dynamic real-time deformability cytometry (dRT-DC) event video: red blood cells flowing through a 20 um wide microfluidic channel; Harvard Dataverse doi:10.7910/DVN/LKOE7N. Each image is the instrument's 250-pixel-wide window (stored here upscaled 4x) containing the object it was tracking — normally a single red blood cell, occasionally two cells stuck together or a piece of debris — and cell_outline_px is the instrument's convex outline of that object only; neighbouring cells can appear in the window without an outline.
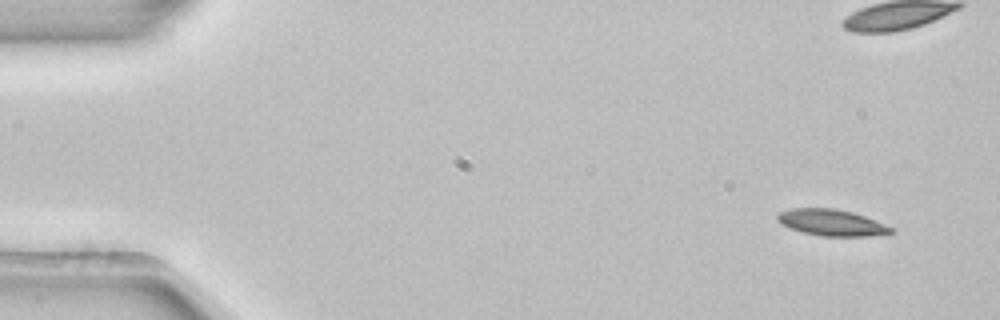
{"species": "common noctule bat (a hibernating species)", "species_latin": "Nyctalus noctula", "temperature_condition": "room temperature", "stored_images_in_passage": 4, "camera_frame_rate_fps": 3000, "um_per_image_px": 0.085, "animal": {"sex": "female", "body_mass_g": 22.7, "forearm_length_mm": 54.2}, "frame": {"image": 1, "passage_image": 1, "time_ms": 0.0, "image_size_px": [1000, 320], "cell_outline_px": [[896, 228], [892, 232], [868, 236], [820, 236], [788, 228], [780, 224], [776, 220], [776, 216], [780, 212], [792, 208], [836, 208], [852, 212], [864, 216]], "centroid_in_image_um": [70.65, 18.91], "position_along_channel_um": 14.3, "area_um2": 17.51}}